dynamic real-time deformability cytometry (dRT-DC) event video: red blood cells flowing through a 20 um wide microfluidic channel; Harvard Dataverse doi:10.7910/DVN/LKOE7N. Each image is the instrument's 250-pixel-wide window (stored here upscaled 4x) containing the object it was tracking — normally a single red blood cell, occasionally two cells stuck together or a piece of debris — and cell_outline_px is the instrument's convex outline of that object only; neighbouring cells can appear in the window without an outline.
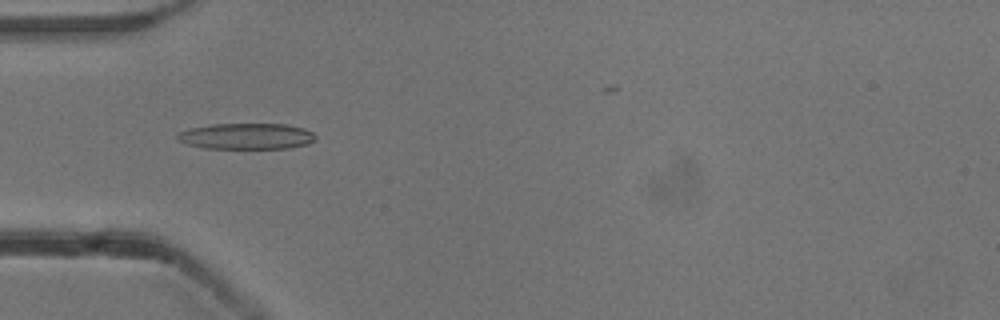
{"species": "common noctule bat (a hibernating species)", "species_latin": "Nyctalus noctula", "temperature_condition": "cold", "stored_images_in_passage": 45, "camera_frame_rate_fps": 3000, "um_per_image_px": 0.085, "animal": {"sex": "male", "body_mass_g": 13.3}, "frame": {"image": 1, "passage_image": 16, "time_ms": 5.0, "image_size_px": [1000, 320], "cell_outline_px": [[316, 140], [308, 144], [288, 148], [204, 148], [188, 144], [176, 140], [176, 136], [180, 132], [188, 128], [212, 124], [288, 124], [304, 128], [312, 132], [316, 136]], "centroid_in_image_um": [20.96, 11.57], "position_along_channel_um": 64.0, "area_um2": 21.04}}
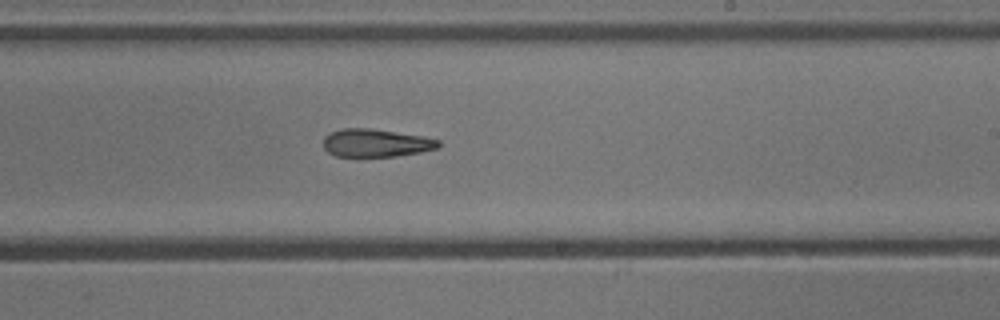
{"frame": {"image": 2, "passage_image": 31, "time_ms": 10.0, "image_size_px": [1000, 320], "cell_outline_px": [[440, 144], [436, 148], [420, 152], [396, 156], [336, 156], [328, 152], [324, 148], [324, 136], [332, 132], [344, 128], [368, 128], [424, 136], [440, 140]], "centroid_in_image_um": [31.95, 12.15], "position_along_channel_um": 257.0, "area_um2": 18.55}}
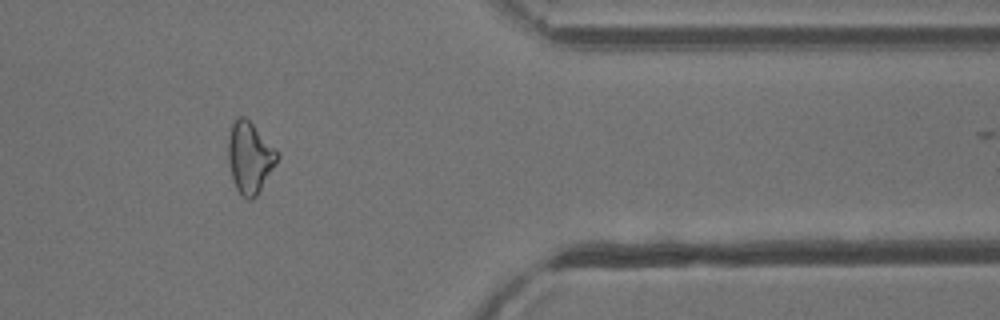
{"frame": {"image": 3, "passage_image": 43, "time_ms": 14.0, "image_size_px": [1000, 320], "cell_outline_px": [[280, 156], [256, 196], [252, 200], [248, 200], [236, 188], [232, 176], [228, 160], [228, 136], [232, 124], [236, 116], [244, 116], [276, 148]], "centroid_in_image_um": [21.22, 13.36], "position_along_channel_um": 390.2, "area_um2": 20.11}}